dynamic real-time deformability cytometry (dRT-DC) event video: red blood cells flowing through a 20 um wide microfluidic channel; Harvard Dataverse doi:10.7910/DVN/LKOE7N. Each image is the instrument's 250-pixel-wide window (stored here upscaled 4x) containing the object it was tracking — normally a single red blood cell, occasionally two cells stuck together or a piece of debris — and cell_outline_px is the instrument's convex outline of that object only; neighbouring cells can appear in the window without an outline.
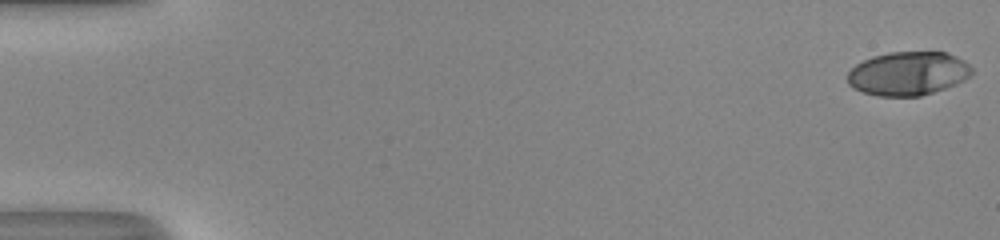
{"species": "human", "species_latin": "Homo sapiens", "temperature_condition": "room temperature", "stored_images_in_passage": 53, "camera_frame_rate_fps": 3000, "um_per_image_px": 0.085, "donor": {"sex": "male"}, "frame": {"image": 1, "passage_image": 1, "time_ms": 0.0, "image_size_px": [1000, 240], "cell_outline_px": [[972, 72], [964, 80], [956, 84], [920, 96], [876, 96], [864, 92], [848, 84], [848, 72], [856, 64], [872, 56], [888, 52], [944, 52], [956, 56], [964, 60], [972, 68]], "centroid_in_image_um": [77.18, 6.24], "position_along_channel_um": 7.8, "area_um2": 31.5}}
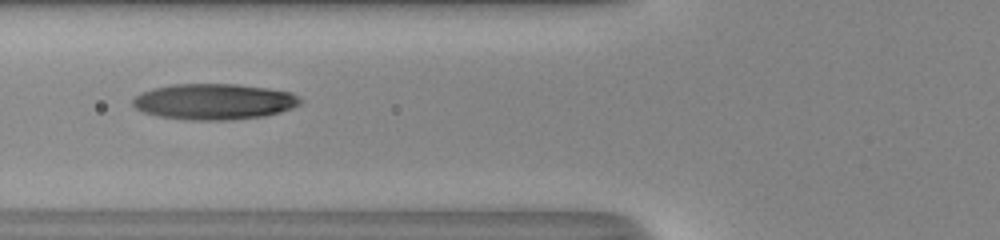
{"frame": {"image": 2, "passage_image": 22, "time_ms": 7.0, "image_size_px": [1000, 240], "cell_outline_px": [[300, 104], [292, 108], [280, 112], [264, 116], [228, 120], [192, 120], [160, 116], [144, 112], [136, 108], [132, 104], [132, 100], [140, 92], [152, 88], [172, 84], [236, 84], [268, 88], [292, 92], [300, 100]], "centroid_in_image_um": [18.18, 8.63], "position_along_channel_um": 107.6, "area_um2": 34.97}}
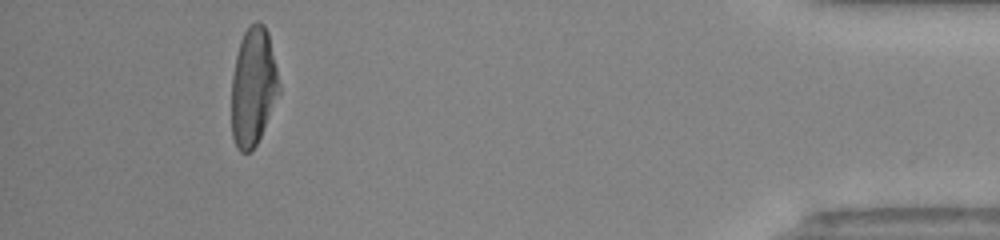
{"frame": {"image": 3, "passage_image": 49, "time_ms": 16.0, "image_size_px": [1000, 240], "cell_outline_px": [[280, 92], [260, 136], [256, 144], [248, 152], [240, 152], [236, 148], [232, 136], [232, 76], [236, 56], [240, 40], [244, 32], [256, 20], [264, 24], [268, 32], [280, 84]], "centroid_in_image_um": [21.52, 7.37], "position_along_channel_um": 413.7, "area_um2": 32.6}, "authors_computed_cell_mechanics": {"area_um2": 33.6396, "velocity_mm_per_s": 4.0883, "shape_relaxation_time_tau1_ms": 6.8536, "shape_relaxation_time_tau2_ms": 1.2238, "deformation_change_tau1": 0.2777, "deformation_change_tau2": 0.0693}}